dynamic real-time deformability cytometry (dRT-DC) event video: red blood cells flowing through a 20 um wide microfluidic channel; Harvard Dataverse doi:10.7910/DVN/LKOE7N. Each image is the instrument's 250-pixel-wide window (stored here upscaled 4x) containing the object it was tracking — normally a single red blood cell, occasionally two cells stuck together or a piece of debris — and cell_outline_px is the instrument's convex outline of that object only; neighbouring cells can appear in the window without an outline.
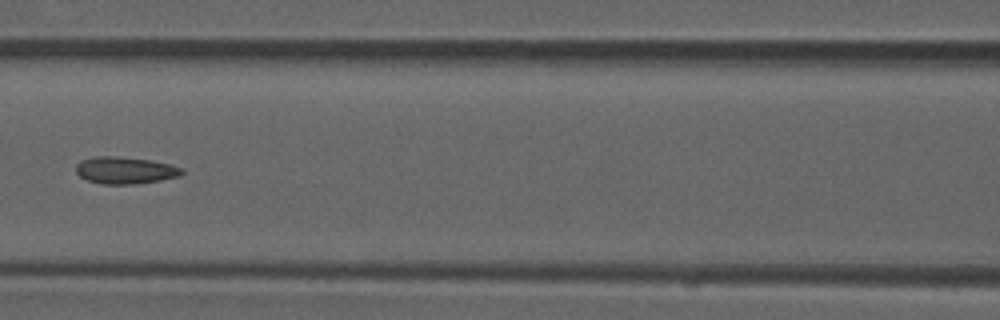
{"species": "common noctule bat (a hibernating species)", "species_latin": "Nyctalus noctula", "temperature_condition": "room temperature", "stored_images_in_passage": 8, "camera_frame_rate_fps": 3000, "um_per_image_px": 0.085, "animal": {"sex": "male", "forearm_length_mm": 52.5}, "frame": {"image": 1, "passage_image": 7, "time_ms": 2.0, "image_size_px": [1000, 320], "cell_outline_px": [[184, 172], [180, 176], [160, 180], [132, 184], [100, 184], [88, 180], [80, 176], [76, 172], [76, 164], [80, 160], [96, 156], [116, 156], [148, 160], [168, 164], [184, 168]], "centroid_in_image_um": [10.62, 14.47], "position_along_channel_um": 156.0, "area_um2": 16.59}}
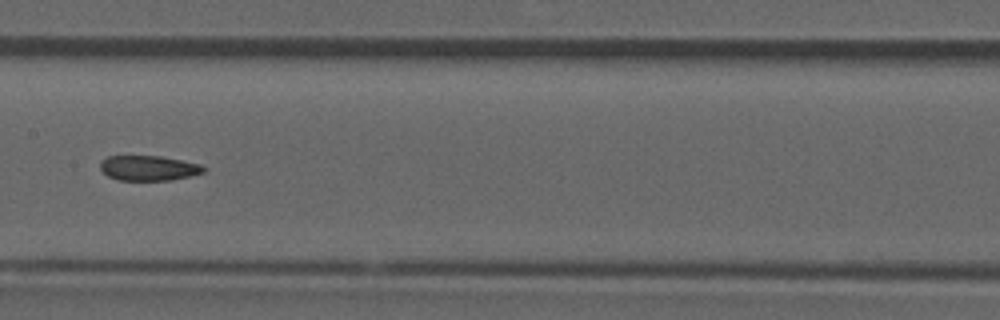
{"frame": {"image": 2, "passage_image": 8, "time_ms": 2.333, "image_size_px": [1000, 320], "cell_outline_px": [[208, 168], [204, 172], [172, 180], [120, 180], [108, 176], [100, 168], [100, 160], [108, 156], [160, 156], [200, 164]], "centroid_in_image_um": [12.63, 14.28], "position_along_channel_um": 194.8, "area_um2": 15.03}}